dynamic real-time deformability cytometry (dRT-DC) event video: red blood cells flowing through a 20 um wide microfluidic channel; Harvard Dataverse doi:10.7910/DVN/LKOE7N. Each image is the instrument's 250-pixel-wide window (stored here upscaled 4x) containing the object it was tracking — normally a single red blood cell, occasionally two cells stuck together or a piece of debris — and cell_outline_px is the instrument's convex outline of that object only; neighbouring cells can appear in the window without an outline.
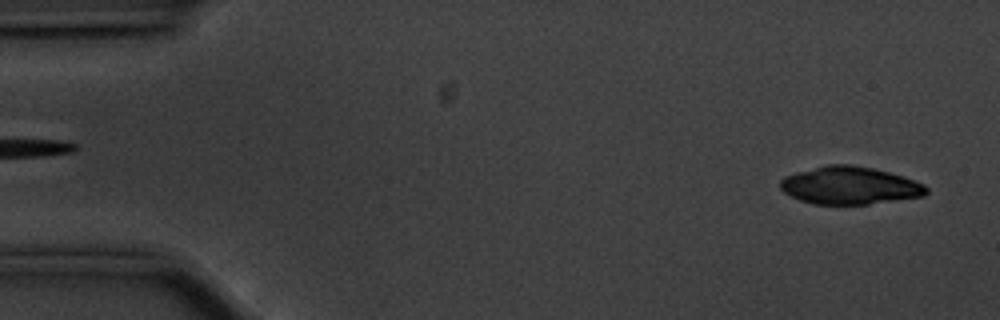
{"species": "common noctule bat (a hibernating species)", "species_latin": "Nyctalus noctula", "temperature_condition": "cold", "stored_images_in_passage": 54, "camera_frame_rate_fps": 3000, "um_per_image_px": 0.085, "animal": {"sex": "male", "body_mass_g": 20.1, "forearm_length_mm": 53.5}, "frame": {"image": 1, "passage_image": 2, "time_ms": 0.333, "image_size_px": [1000, 320], "cell_outline_px": [[928, 192], [924, 196], [868, 204], [812, 204], [800, 200], [784, 192], [780, 188], [780, 180], [784, 176], [796, 172], [824, 164], [852, 164], [872, 168], [888, 172], [924, 184], [928, 188]], "centroid_in_image_um": [72.19, 15.76], "position_along_channel_um": 12.8, "area_um2": 32.02}}
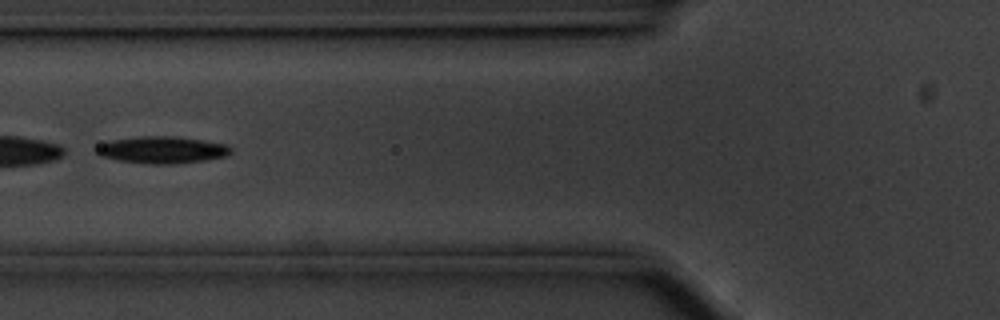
{"frame": {"image": 2, "passage_image": 20, "time_ms": 6.333, "image_size_px": [1000, 320], "cell_outline_px": [[232, 152], [228, 156], [204, 160], [176, 164], [152, 164], [116, 160], [100, 156], [96, 152], [96, 148], [108, 140], [140, 136], [172, 136], [228, 144], [232, 148]], "centroid_in_image_um": [13.79, 12.74], "position_along_channel_um": 112.0, "area_um2": 21.21}}